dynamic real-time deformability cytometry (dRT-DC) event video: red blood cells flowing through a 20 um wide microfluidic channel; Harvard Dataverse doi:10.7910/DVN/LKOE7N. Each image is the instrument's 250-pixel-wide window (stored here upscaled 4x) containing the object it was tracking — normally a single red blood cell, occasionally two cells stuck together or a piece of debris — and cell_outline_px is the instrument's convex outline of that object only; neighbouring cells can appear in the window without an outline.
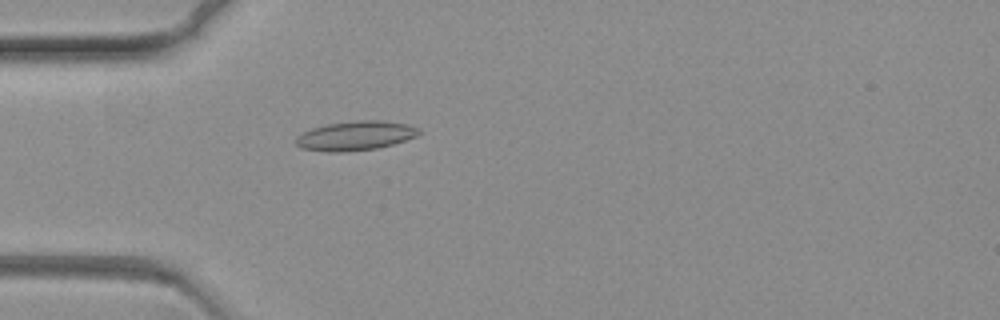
{"species": "common noctule bat (a hibernating species)", "species_latin": "Nyctalus noctula", "temperature_condition": "warm", "stored_images_in_passage": 36, "camera_frame_rate_fps": 3000, "um_per_image_px": 0.085, "animal": {"sex": "female", "body_mass_g": 19.3, "forearm_length_mm": 54.1}, "frame": {"image": 1, "passage_image": 2, "time_ms": 0.333, "image_size_px": [1000, 320], "cell_outline_px": [[424, 132], [416, 136], [392, 144], [376, 148], [340, 152], [328, 152], [300, 148], [296, 144], [296, 136], [312, 128], [324, 124], [356, 120], [380, 120], [408, 124], [420, 128]], "centroid_in_image_um": [30.22, 11.52], "position_along_channel_um": 54.8, "area_um2": 21.1}}
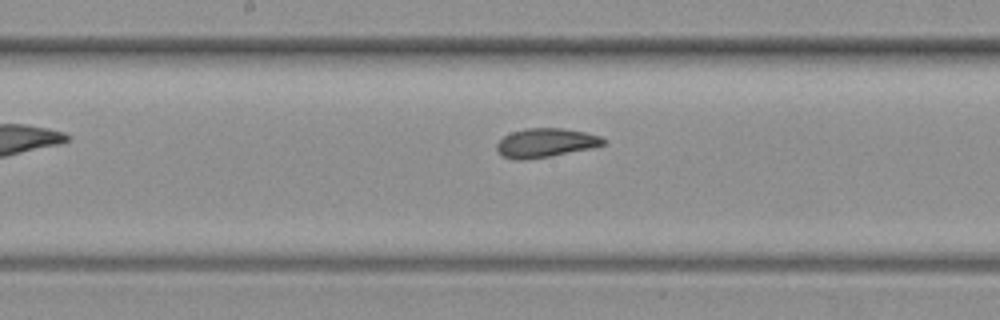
{"frame": {"image": 2, "passage_image": 18, "time_ms": 5.667, "image_size_px": [1000, 320], "cell_outline_px": [[608, 140], [604, 144], [592, 148], [548, 156], [524, 160], [516, 160], [504, 156], [496, 152], [496, 144], [504, 136], [512, 132], [528, 128], [564, 128], [584, 132], [600, 136]], "centroid_in_image_um": [46.37, 12.14], "position_along_channel_um": 201.8, "area_um2": 17.92}}
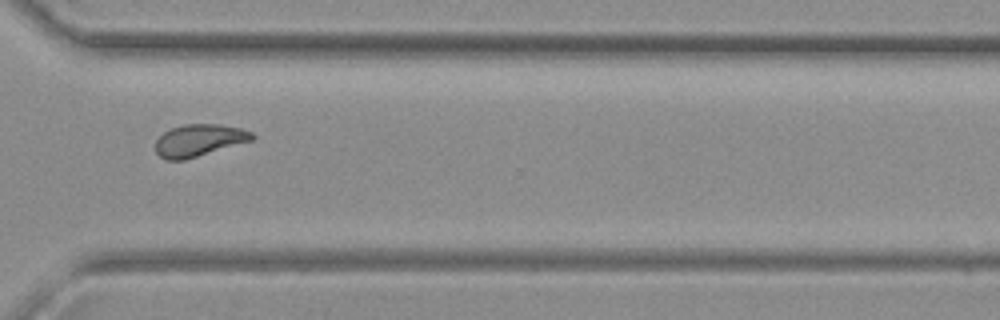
{"frame": {"image": 3, "passage_image": 34, "time_ms": 11.0, "image_size_px": [1000, 320], "cell_outline_px": [[256, 136], [252, 140], [184, 160], [168, 160], [160, 156], [156, 152], [156, 140], [164, 132], [172, 128], [184, 124], [220, 124], [240, 128], [252, 132]], "centroid_in_image_um": [16.92, 11.92], "position_along_channel_um": 353.7, "area_um2": 17.86}}